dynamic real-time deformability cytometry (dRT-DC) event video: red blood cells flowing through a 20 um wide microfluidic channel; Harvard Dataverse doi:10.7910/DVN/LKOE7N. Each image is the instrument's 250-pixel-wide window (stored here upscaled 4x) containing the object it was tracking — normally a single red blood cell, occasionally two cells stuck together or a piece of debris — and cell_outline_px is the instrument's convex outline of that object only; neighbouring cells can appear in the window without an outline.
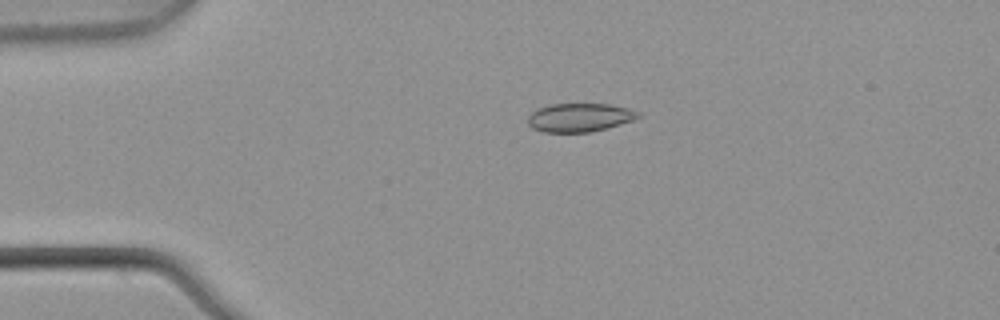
{"species": "common noctule bat (a hibernating species)", "species_latin": "Nyctalus noctula", "temperature_condition": "warm", "stored_images_in_passage": 4, "camera_frame_rate_fps": 3000, "um_per_image_px": 0.085, "animal": {"sex": "male", "body_mass_g": 21.5, "forearm_length_mm": 52.0}, "frame": {"image": 1, "passage_image": 3, "time_ms": 0.667, "image_size_px": [1000, 320], "cell_outline_px": [[640, 116], [632, 120], [608, 128], [592, 132], [544, 132], [532, 128], [528, 124], [528, 116], [536, 108], [548, 104], [608, 104], [628, 108], [640, 112]], "centroid_in_image_um": [49.24, 9.98], "position_along_channel_um": 35.8, "area_um2": 18.44}}